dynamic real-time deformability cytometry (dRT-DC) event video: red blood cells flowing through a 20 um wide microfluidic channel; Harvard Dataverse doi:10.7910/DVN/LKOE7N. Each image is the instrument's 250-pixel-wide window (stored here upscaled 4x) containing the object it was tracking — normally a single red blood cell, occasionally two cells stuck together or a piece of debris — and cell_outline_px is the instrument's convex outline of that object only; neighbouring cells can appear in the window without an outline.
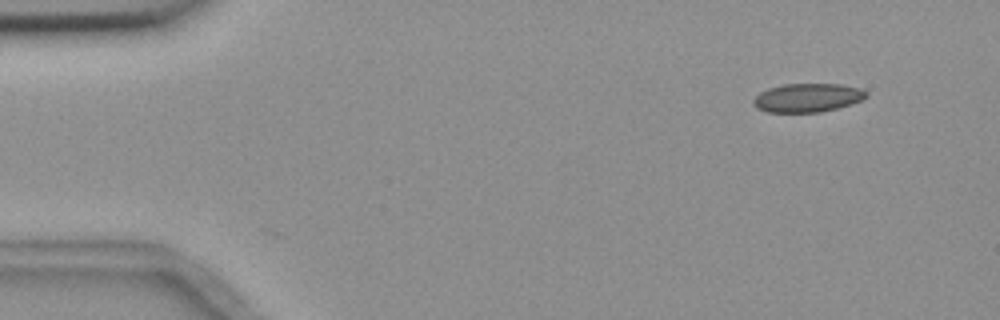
{"species": "common noctule bat (a hibernating species)", "species_latin": "Nyctalus noctula", "temperature_condition": "room temperature", "stored_images_in_passage": 2, "camera_frame_rate_fps": 3000, "um_per_image_px": 0.085, "animal": {"sex": "female", "body_mass_g": 18.4}, "frame": {"image": 1, "passage_image": 2, "time_ms": 1.0, "image_size_px": [1000, 320], "cell_outline_px": [[868, 96], [852, 104], [820, 112], [768, 112], [756, 108], [752, 104], [752, 100], [760, 92], [768, 88], [784, 84], [840, 84], [860, 88], [868, 92]], "centroid_in_image_um": [68.62, 8.3], "position_along_channel_um": 16.4, "area_um2": 18.9}}